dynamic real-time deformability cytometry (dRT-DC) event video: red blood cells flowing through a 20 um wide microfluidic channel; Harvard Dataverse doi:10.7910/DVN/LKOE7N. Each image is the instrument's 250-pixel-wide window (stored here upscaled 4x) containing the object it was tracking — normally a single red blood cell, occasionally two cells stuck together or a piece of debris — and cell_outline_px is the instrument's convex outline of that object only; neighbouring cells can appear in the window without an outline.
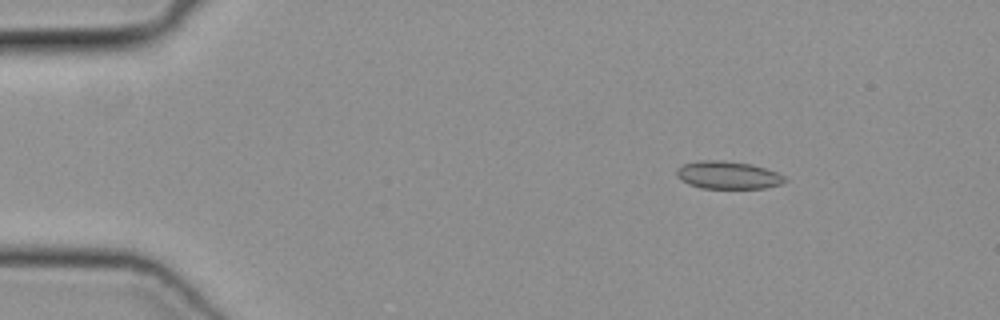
{"species": "common noctule bat (a hibernating species)", "species_latin": "Nyctalus noctula", "temperature_condition": "cold", "stored_images_in_passage": 16, "camera_frame_rate_fps": 3000, "um_per_image_px": 0.085, "animal": {"sex": "female", "body_mass_g": 19.3, "forearm_length_mm": 54.1}, "frame": {"image": 1, "passage_image": 7, "time_ms": 2.0, "image_size_px": [1000, 320], "cell_outline_px": [[788, 180], [780, 184], [764, 188], [700, 188], [688, 184], [680, 180], [676, 176], [676, 168], [680, 164], [700, 160], [724, 160], [752, 164], [776, 172], [784, 176]], "centroid_in_image_um": [61.81, 14.87], "position_along_channel_um": 23.2, "area_um2": 17.69}}